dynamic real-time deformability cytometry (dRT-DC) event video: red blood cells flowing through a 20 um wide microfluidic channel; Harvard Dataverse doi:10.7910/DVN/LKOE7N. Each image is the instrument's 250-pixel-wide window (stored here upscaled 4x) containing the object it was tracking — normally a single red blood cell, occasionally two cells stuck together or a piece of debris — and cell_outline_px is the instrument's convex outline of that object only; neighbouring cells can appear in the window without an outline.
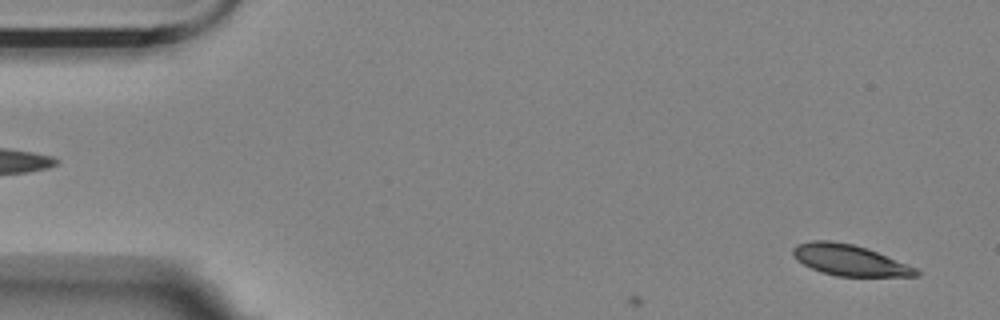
{"species": "Egyptian fruit bat (a non-hibernating species)", "species_latin": "Rousettus aegyptiacus", "temperature_condition": "room temperature", "stored_images_in_passage": 4, "camera_frame_rate_fps": 3000, "um_per_image_px": 0.085, "animal": {"sex": "female"}, "frame": {"image": 1, "passage_image": 4, "time_ms": 1.0, "image_size_px": [1000, 320], "cell_outline_px": [[920, 276], [836, 276], [820, 272], [796, 260], [792, 256], [792, 248], [796, 244], [812, 240], [832, 240], [852, 244], [868, 248], [916, 268], [920, 272]], "centroid_in_image_um": [72.16, 22.1], "position_along_channel_um": 12.8, "area_um2": 22.31}}